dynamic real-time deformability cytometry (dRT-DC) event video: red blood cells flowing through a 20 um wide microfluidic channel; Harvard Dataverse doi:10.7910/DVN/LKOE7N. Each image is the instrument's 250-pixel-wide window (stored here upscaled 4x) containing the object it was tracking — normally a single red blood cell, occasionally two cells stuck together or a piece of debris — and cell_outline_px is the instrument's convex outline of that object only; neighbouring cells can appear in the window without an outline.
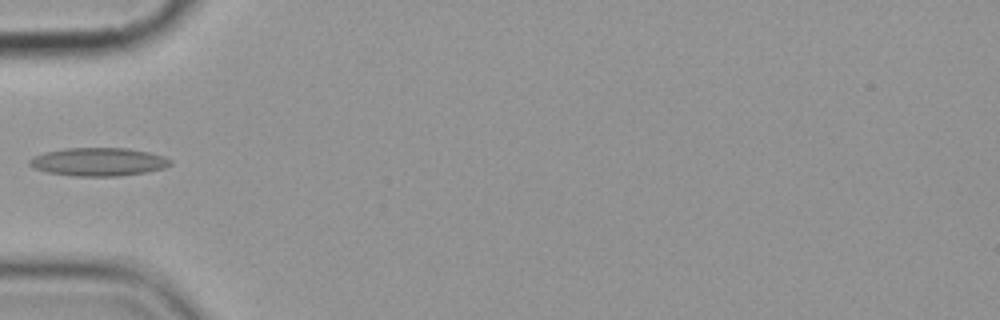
{"species": "common noctule bat (a hibernating species)", "species_latin": "Nyctalus noctula", "temperature_condition": "cold", "stored_images_in_passage": 3, "camera_frame_rate_fps": 3000, "um_per_image_px": 0.085, "animal": {"sex": "female", "body_mass_g": 19.9}, "frame": {"image": 1, "passage_image": 2, "time_ms": 1.333, "image_size_px": [1000, 320], "cell_outline_px": [[172, 164], [164, 168], [144, 172], [120, 176], [72, 176], [48, 172], [36, 168], [28, 164], [28, 160], [44, 152], [64, 148], [128, 148], [148, 152], [164, 156], [172, 160]], "centroid_in_image_um": [8.39, 13.75], "position_along_channel_um": 76.6, "area_um2": 23.12}}
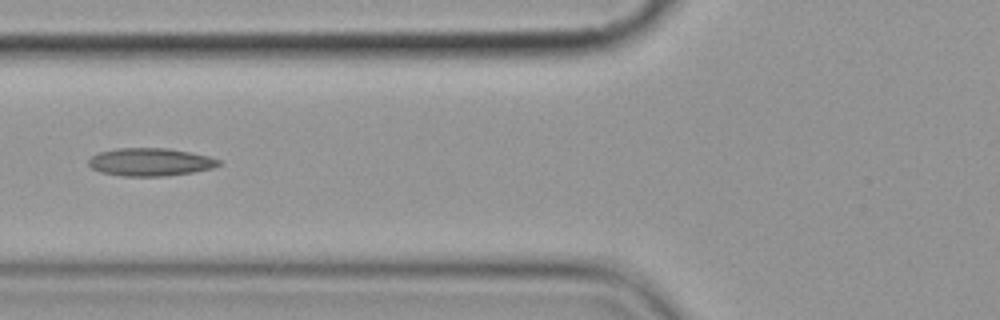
{"frame": {"image": 2, "passage_image": 3, "time_ms": 2.333, "image_size_px": [1000, 320], "cell_outline_px": [[220, 164], [212, 168], [192, 172], [164, 176], [120, 176], [100, 172], [92, 168], [88, 164], [88, 160], [92, 156], [100, 152], [116, 148], [168, 148], [208, 156], [220, 160]], "centroid_in_image_um": [12.74, 13.77], "position_along_channel_um": 113.1, "area_um2": 21.04}}